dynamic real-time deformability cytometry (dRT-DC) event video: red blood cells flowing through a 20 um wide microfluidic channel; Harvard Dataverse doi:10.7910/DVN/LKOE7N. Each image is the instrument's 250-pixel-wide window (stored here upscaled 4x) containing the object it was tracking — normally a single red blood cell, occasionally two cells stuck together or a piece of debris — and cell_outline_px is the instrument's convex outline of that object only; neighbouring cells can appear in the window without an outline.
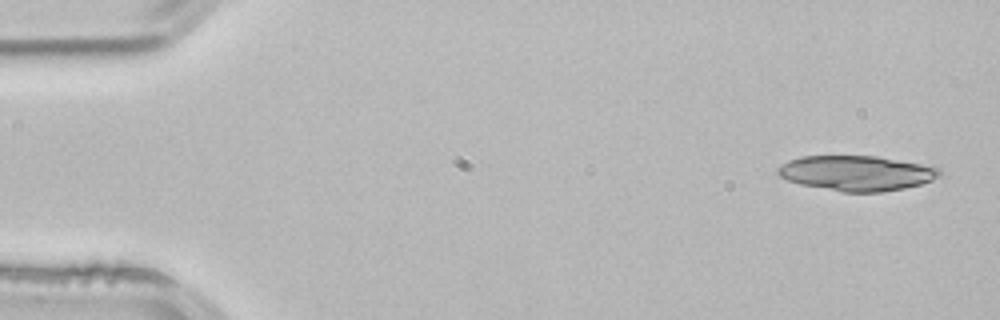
{"species": "common noctule bat (a hibernating species)", "species_latin": "Nyctalus noctula", "temperature_condition": "room temperature", "stored_images_in_passage": 3, "camera_frame_rate_fps": 3000, "um_per_image_px": 0.085, "animal": {"sex": "male", "body_mass_g": 21.5, "forearm_length_mm": 52.0}, "frame": {"image": 1, "passage_image": 1, "time_ms": 0.0, "image_size_px": [1000, 320], "cell_outline_px": [[944, 172], [940, 176], [932, 180], [920, 184], [904, 188], [880, 192], [840, 192], [800, 184], [788, 180], [780, 176], [776, 172], [776, 168], [780, 164], [788, 160], [800, 156], [876, 156], [932, 164], [940, 168]], "centroid_in_image_um": [72.86, 14.7], "position_along_channel_um": 12.1, "area_um2": 33.7}}